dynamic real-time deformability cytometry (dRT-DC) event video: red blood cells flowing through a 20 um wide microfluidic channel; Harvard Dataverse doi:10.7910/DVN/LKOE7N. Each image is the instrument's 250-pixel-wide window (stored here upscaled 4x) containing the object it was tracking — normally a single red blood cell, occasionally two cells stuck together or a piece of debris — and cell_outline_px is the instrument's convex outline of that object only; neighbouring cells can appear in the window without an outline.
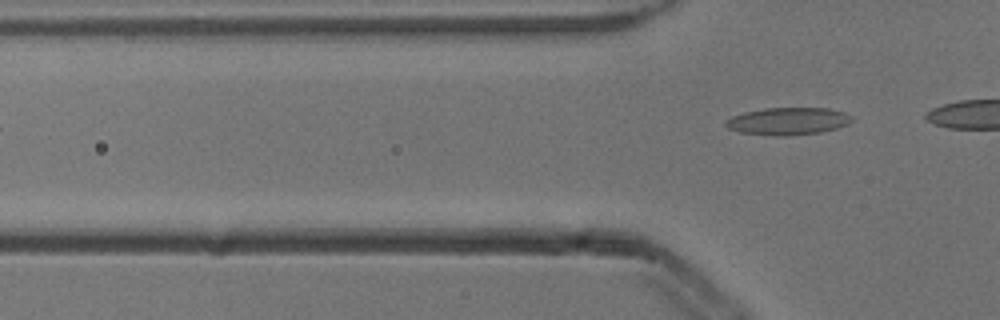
{"species": "common noctule bat (a hibernating species)", "species_latin": "Nyctalus noctula", "temperature_condition": "cold", "stored_images_in_passage": 2, "camera_frame_rate_fps": 3000, "um_per_image_px": 0.085, "animal": {"sex": "male", "body_mass_g": 13.3}, "frame": {"image": 1, "passage_image": 2, "time_ms": 0.333, "image_size_px": [1000, 320], "cell_outline_px": [[852, 120], [848, 124], [836, 128], [820, 132], [784, 136], [772, 136], [740, 132], [728, 128], [724, 124], [724, 120], [732, 116], [744, 112], [764, 108], [828, 108], [844, 112], [852, 116]], "centroid_in_image_um": [66.95, 10.3], "position_along_channel_um": 58.9, "area_um2": 20.17}}